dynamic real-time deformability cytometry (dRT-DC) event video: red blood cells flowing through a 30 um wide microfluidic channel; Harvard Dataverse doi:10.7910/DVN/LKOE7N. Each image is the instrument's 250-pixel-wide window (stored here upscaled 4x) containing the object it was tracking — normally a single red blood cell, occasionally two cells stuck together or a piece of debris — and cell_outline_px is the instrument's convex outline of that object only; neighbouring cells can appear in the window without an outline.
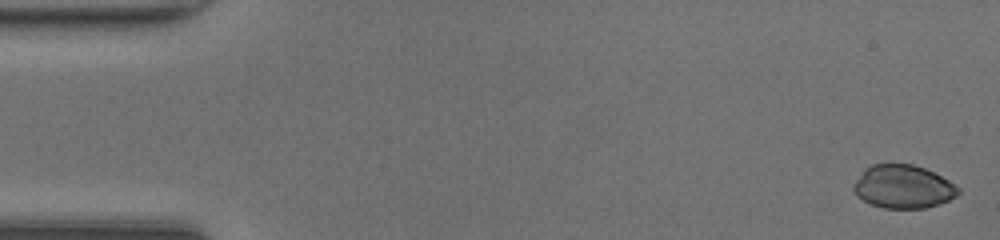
{"species": "common noctule bat (a hibernating species)", "species_latin": "Nyctalus noctula", "temperature_condition": "room temperature", "stored_images_in_passage": 47, "camera_frame_rate_fps": 3000, "um_per_image_px": 0.085, "animal": {"sex": "female", "body_mass_g": 20.0, "forearm_length_mm": 54.0}, "frame": {"image": 1, "passage_image": 1, "time_ms": 0.0, "image_size_px": [1000, 240], "cell_outline_px": [[960, 192], [956, 196], [940, 204], [924, 208], [884, 208], [872, 204], [856, 196], [852, 188], [852, 184], [864, 168], [872, 164], [912, 164], [924, 168], [948, 180], [960, 188]], "centroid_in_image_um": [76.74, 15.87], "position_along_channel_um": 8.3, "area_um2": 26.41}}
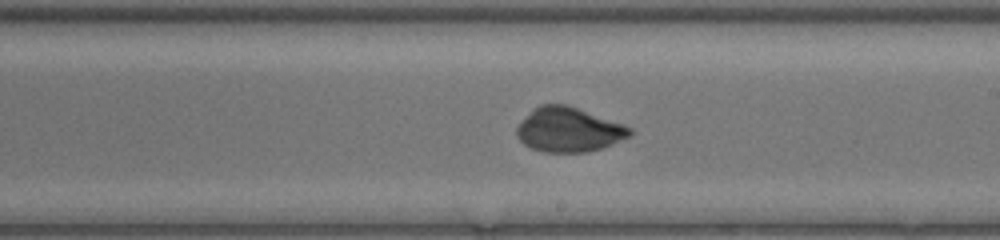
{"frame": {"image": 2, "passage_image": 27, "time_ms": 8.667, "image_size_px": [1000, 240], "cell_outline_px": [[632, 136], [612, 144], [588, 152], [544, 152], [532, 148], [524, 144], [516, 136], [516, 128], [532, 108], [540, 104], [568, 104], [624, 124], [632, 128]], "centroid_in_image_um": [48.35, 11.01], "position_along_channel_um": 240.6, "area_um2": 29.54}}
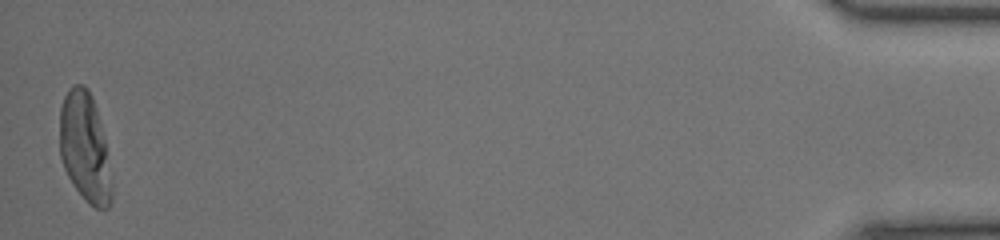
{"frame": {"image": 3, "passage_image": 47, "time_ms": 15.333, "image_size_px": [1000, 240], "cell_outline_px": [[112, 200], [108, 208], [96, 208], [88, 204], [72, 184], [64, 168], [60, 156], [60, 108], [64, 96], [68, 88], [76, 84], [84, 84], [88, 88], [92, 96], [96, 108], [104, 140], [112, 184]], "centroid_in_image_um": [7.19, 12.53], "position_along_channel_um": 428.0, "area_um2": 33.06}, "authors_computed_cell_mechanics": {"area_um2": 29.7092, "velocity_mm_per_s": 4.3078, "shape_relaxation_time_tau1_ms": 6.6969, "shape_relaxation_time_tau2_ms": null, "deformation_change_tau1": 0.3094, "deformation_change_tau2": null}}